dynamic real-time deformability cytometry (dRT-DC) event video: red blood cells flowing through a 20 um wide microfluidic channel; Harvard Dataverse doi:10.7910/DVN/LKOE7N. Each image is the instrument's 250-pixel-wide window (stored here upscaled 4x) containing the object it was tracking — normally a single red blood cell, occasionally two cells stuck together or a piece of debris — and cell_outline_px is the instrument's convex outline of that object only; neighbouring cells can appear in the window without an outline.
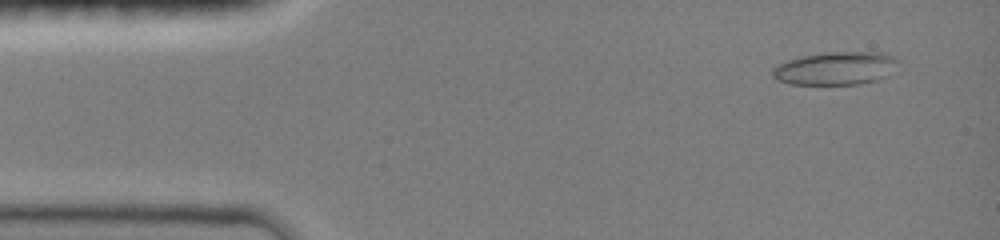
{"species": "common noctule bat (a hibernating species)", "species_latin": "Nyctalus noctula", "temperature_condition": "room temperature", "stored_images_in_passage": 47, "camera_frame_rate_fps": 3000, "um_per_image_px": 0.085, "animal": {"sex": "female", "body_mass_g": 19.0, "forearm_length_mm": 51.5}, "frame": {"image": 1, "passage_image": 3, "time_ms": 0.667, "image_size_px": [1000, 240], "cell_outline_px": [[900, 64], [888, 76], [876, 80], [860, 84], [788, 84], [776, 80], [772, 76], [772, 68], [788, 60], [804, 56], [824, 52], [880, 52], [892, 56], [900, 60]], "centroid_in_image_um": [71.06, 5.81], "position_along_channel_um": 13.9, "area_um2": 24.39}}
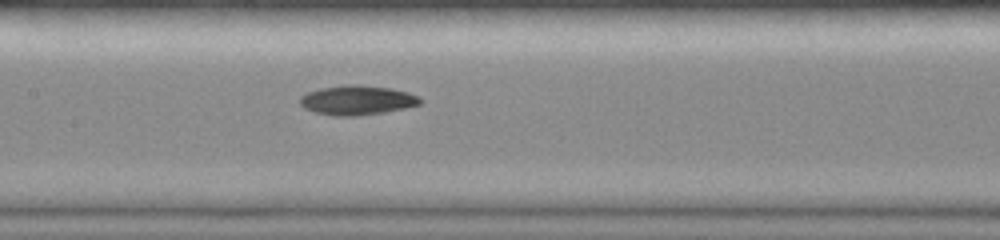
{"frame": {"image": 2, "passage_image": 22, "time_ms": 7.0, "image_size_px": [1000, 240], "cell_outline_px": [[424, 100], [420, 104], [404, 108], [384, 112], [356, 116], [336, 116], [316, 112], [304, 108], [300, 104], [300, 96], [308, 92], [320, 88], [344, 84], [356, 84], [392, 88], [408, 92], [420, 96]], "centroid_in_image_um": [30.38, 8.5], "position_along_channel_um": 177.0, "area_um2": 20.81}}
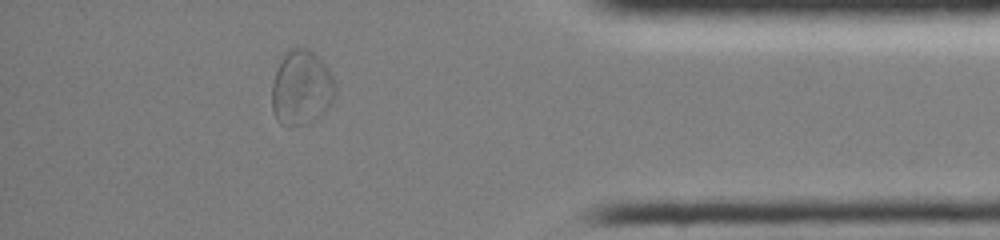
{"frame": {"image": 3, "passage_image": 41, "time_ms": 13.333, "image_size_px": [1000, 240], "cell_outline_px": [[336, 92], [328, 108], [320, 116], [304, 124], [288, 128], [280, 124], [276, 120], [272, 108], [272, 84], [280, 60], [292, 48], [308, 48], [324, 64], [332, 76], [336, 84]], "centroid_in_image_um": [25.61, 7.51], "position_along_channel_um": 409.6, "area_um2": 27.57}, "authors_computed_cell_mechanics": {"area_um2": 20.9814, "velocity_mm_per_s": 4.0023, "shape_relaxation_time_tau1_ms": 3.2409, "shape_relaxation_time_tau2_ms": 6.6359, "deformation_change_tau1": 0.1296, "deformation_change_tau2": 0.1395}}